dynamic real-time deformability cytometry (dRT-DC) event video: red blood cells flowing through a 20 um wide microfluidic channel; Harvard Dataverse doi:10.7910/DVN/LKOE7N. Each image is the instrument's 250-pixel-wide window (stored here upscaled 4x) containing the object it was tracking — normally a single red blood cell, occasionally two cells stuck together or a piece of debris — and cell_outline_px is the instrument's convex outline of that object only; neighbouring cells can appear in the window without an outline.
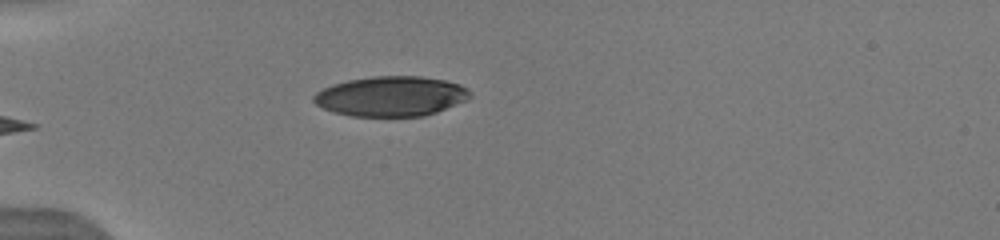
{"species": "human", "species_latin": "Homo sapiens", "temperature_condition": "warm", "stored_images_in_passage": 11, "camera_frame_rate_fps": 3000, "um_per_image_px": 0.085, "donor": {"sex": "male"}, "frame": {"image": 1, "passage_image": 1, "time_ms": 0.0, "image_size_px": [1000, 240], "cell_outline_px": [[472, 96], [464, 100], [436, 112], [424, 116], [352, 116], [336, 112], [324, 108], [316, 104], [312, 100], [312, 96], [316, 92], [332, 84], [348, 80], [372, 76], [420, 76], [444, 80], [460, 84], [468, 88], [472, 92]], "centroid_in_image_um": [33.23, 8.17], "position_along_channel_um": 51.8, "area_um2": 36.3}}